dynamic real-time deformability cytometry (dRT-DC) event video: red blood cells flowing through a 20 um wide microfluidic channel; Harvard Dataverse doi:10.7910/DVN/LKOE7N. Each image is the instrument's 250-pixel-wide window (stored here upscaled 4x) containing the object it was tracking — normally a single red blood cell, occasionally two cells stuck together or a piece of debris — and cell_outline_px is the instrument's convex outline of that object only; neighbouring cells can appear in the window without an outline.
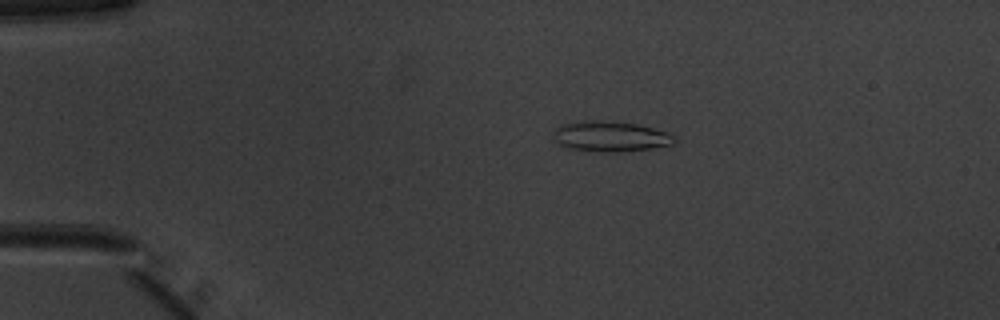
{"species": "common noctule bat (a hibernating species)", "species_latin": "Nyctalus noctula", "temperature_condition": "warm", "stored_images_in_passage": 41, "camera_frame_rate_fps": 3000, "um_per_image_px": 0.085, "animal": {"sex": "male", "body_mass_g": 20.1, "forearm_length_mm": 53.5}, "frame": {"image": 1, "passage_image": 1, "time_ms": 0.0, "image_size_px": [1000, 320], "cell_outline_px": [[676, 140], [672, 144], [652, 148], [624, 152], [596, 152], [568, 148], [560, 144], [556, 140], [556, 128], [560, 124], [596, 120], [636, 124], [652, 128], [664, 132], [672, 136]], "centroid_in_image_um": [51.88, 11.62], "position_along_channel_um": 33.1, "area_um2": 20.98}}
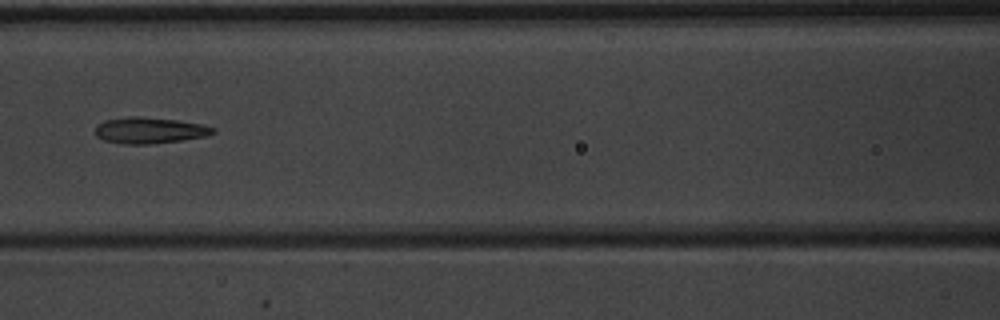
{"frame": {"image": 2, "passage_image": 14, "time_ms": 4.333, "image_size_px": [1000, 320], "cell_outline_px": [[216, 132], [204, 136], [184, 140], [152, 144], [124, 144], [104, 140], [96, 136], [96, 128], [104, 120], [128, 116], [136, 116], [176, 120], [204, 124], [216, 128]], "centroid_in_image_um": [12.74, 11.08], "position_along_channel_um": 153.9, "area_um2": 17.98}}
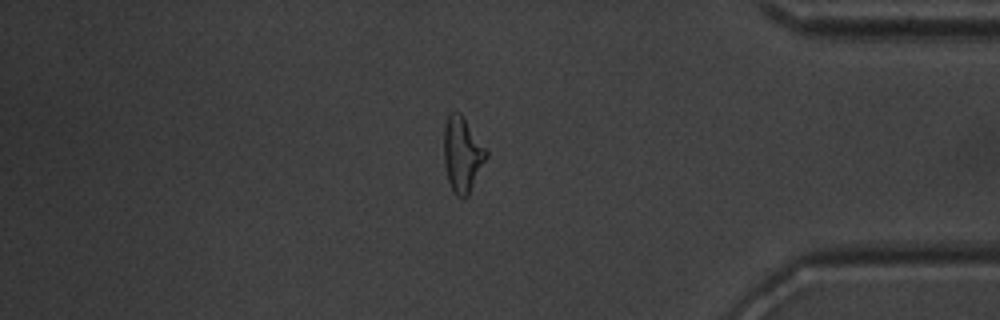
{"frame": {"image": 3, "passage_image": 34, "time_ms": 11.0, "image_size_px": [1000, 320], "cell_outline_px": [[488, 156], [468, 196], [456, 196], [448, 180], [444, 164], [444, 124], [448, 116], [452, 112], [460, 112], [488, 152]], "centroid_in_image_um": [39.29, 13.12], "position_along_channel_um": 395.9, "area_um2": 18.32}, "authors_computed_cell_mechanics": {"area_um2": 17.9758, "velocity_mm_per_s": 4.0043, "shape_relaxation_time_tau1_ms": 6.4202, "shape_relaxation_time_tau2_ms": 2.895, "deformation_change_tau1": 0.1953, "deformation_change_tau2": 0.1232}}